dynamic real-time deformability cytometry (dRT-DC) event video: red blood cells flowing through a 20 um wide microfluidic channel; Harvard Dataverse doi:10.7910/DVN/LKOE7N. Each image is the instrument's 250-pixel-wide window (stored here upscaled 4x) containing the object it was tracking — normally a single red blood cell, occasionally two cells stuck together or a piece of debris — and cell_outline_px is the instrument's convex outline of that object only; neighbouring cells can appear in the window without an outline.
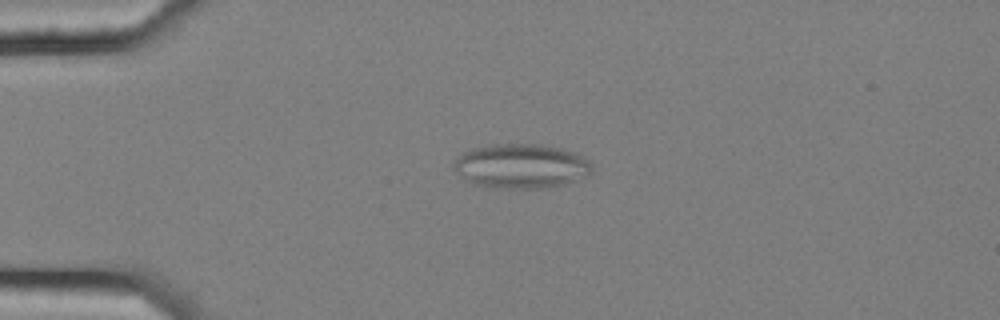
{"species": "common noctule bat (a hibernating species)", "species_latin": "Nyctalus noctula", "temperature_condition": "cold", "stored_images_in_passage": 6, "camera_frame_rate_fps": 3000, "um_per_image_px": 0.085, "animal": {"sex": "female", "body_mass_g": 25.1}, "frame": {"image": 1, "passage_image": 4, "time_ms": 1.0, "image_size_px": [1000, 320], "cell_outline_px": [[592, 172], [576, 180], [564, 184], [548, 188], [492, 188], [472, 184], [452, 168], [452, 164], [456, 156], [472, 148], [488, 144], [540, 144], [564, 148], [576, 152], [588, 160], [592, 164]], "centroid_in_image_um": [44.28, 14.11], "position_along_channel_um": 40.7, "area_um2": 36.3}}